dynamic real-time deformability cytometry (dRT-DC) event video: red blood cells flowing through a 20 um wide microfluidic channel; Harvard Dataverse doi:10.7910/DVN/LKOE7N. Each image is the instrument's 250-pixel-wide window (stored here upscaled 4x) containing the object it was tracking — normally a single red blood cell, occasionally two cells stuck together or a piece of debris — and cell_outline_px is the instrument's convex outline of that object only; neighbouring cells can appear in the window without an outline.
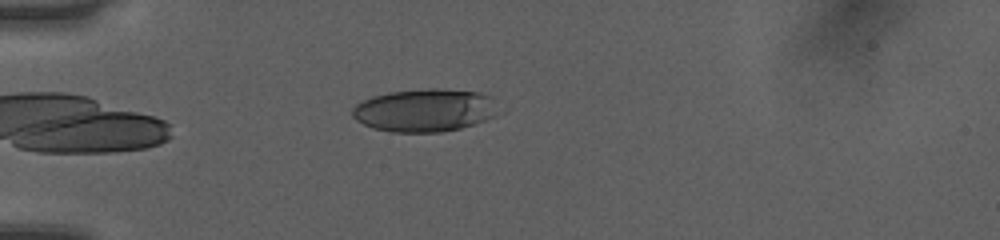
{"species": "human", "species_latin": "Homo sapiens", "temperature_condition": "room temperature", "stored_images_in_passage": 32, "camera_frame_rate_fps": 3000, "um_per_image_px": 0.085, "donor": {"sex": "female"}, "frame": {"image": 1, "passage_image": 2, "time_ms": 0.333, "image_size_px": [1000, 240], "cell_outline_px": [[496, 116], [460, 128], [440, 132], [392, 132], [372, 128], [356, 120], [352, 116], [352, 108], [356, 104], [372, 96], [388, 92], [428, 88], [436, 88], [480, 92], [492, 96]], "centroid_in_image_um": [36.06, 9.36], "position_along_channel_um": 48.9, "area_um2": 36.41}}
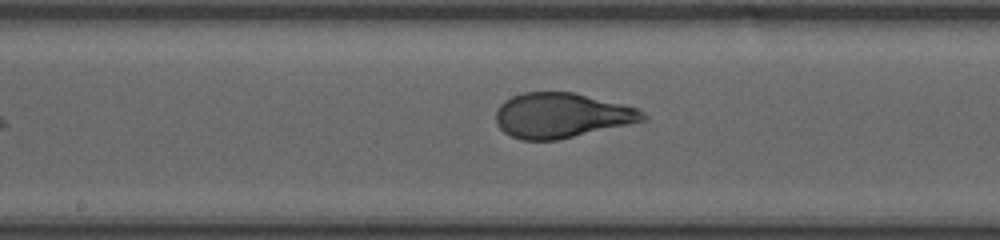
{"frame": {"image": 2, "passage_image": 15, "time_ms": 4.667, "image_size_px": [1000, 240], "cell_outline_px": [[648, 116], [644, 120], [628, 124], [560, 140], [520, 140], [504, 132], [496, 124], [496, 108], [504, 100], [512, 96], [524, 92], [572, 92], [636, 108], [644, 112]], "centroid_in_image_um": [47.67, 9.82], "position_along_channel_um": 200.5, "area_um2": 38.32}}
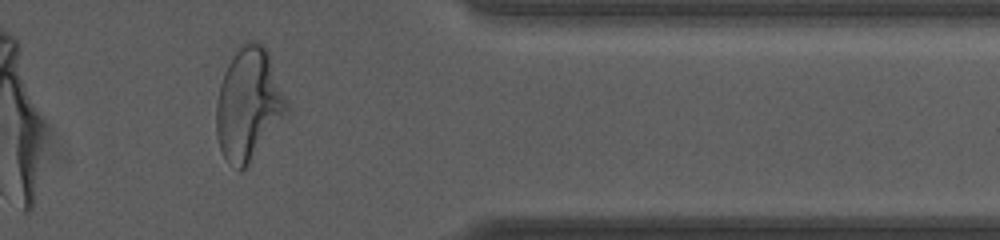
{"frame": {"image": 3, "passage_image": 30, "time_ms": 9.667, "image_size_px": [1000, 240], "cell_outline_px": [[288, 112], [248, 164], [240, 172], [224, 160], [216, 136], [216, 100], [220, 84], [224, 72], [232, 56], [240, 44], [248, 40], [256, 40], [264, 44], [268, 52], [288, 104]], "centroid_in_image_um": [21.1, 8.85], "position_along_channel_um": 390.3, "area_um2": 46.01}, "authors_computed_cell_mechanics": {"area_um2": 38.6971, "velocity_mm_per_s": 4.0487, "shape_relaxation_time_tau1_ms": 3.6297, "shape_relaxation_time_tau2_ms": null, "deformation_change_tau1": 0.185, "deformation_change_tau2": null}}